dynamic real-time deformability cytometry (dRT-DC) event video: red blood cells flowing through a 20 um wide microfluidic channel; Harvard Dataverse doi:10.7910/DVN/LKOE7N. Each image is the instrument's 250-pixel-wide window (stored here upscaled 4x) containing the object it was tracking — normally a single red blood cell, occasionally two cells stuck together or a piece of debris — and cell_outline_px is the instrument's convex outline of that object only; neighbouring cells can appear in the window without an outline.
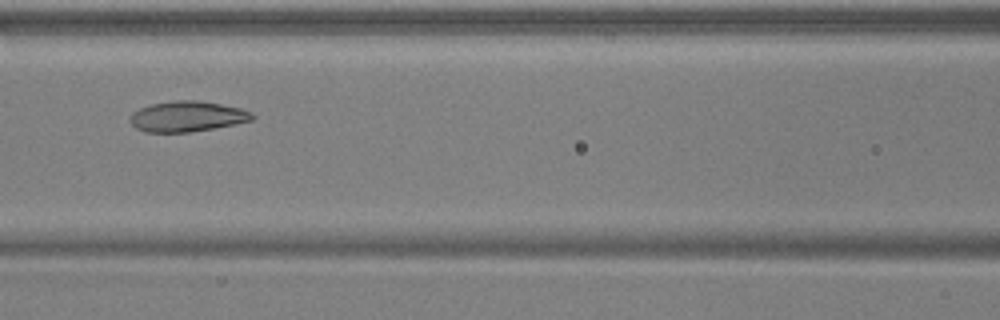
{"species": "common noctule bat (a hibernating species)", "species_latin": "Nyctalus noctula", "temperature_condition": "warm", "stored_images_in_passage": 6, "camera_frame_rate_fps": 3000, "um_per_image_px": 0.085, "animal": {"sex": "male", "body_mass_g": 17.9, "forearm_length_mm": 54.2}, "frame": {"image": 1, "passage_image": 5, "time_ms": 1.333, "image_size_px": [1000, 320], "cell_outline_px": [[256, 116], [252, 120], [216, 128], [192, 132], [144, 132], [136, 128], [128, 120], [132, 112], [140, 108], [152, 104], [176, 100], [200, 100], [240, 108], [252, 112]], "centroid_in_image_um": [15.91, 9.9], "position_along_channel_um": 150.7, "area_um2": 21.85}}
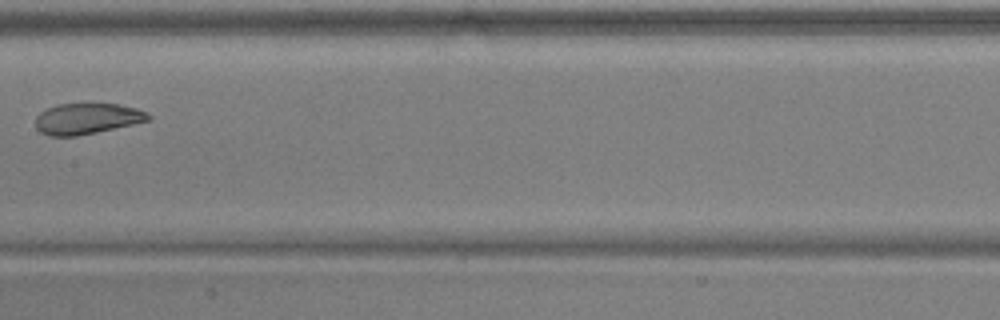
{"frame": {"image": 2, "passage_image": 6, "time_ms": 1.667, "image_size_px": [1000, 320], "cell_outline_px": [[152, 116], [148, 120], [132, 124], [96, 132], [76, 136], [48, 136], [40, 132], [36, 128], [36, 116], [40, 112], [56, 104], [92, 100], [120, 104], [136, 108]], "centroid_in_image_um": [7.36, 10.03], "position_along_channel_um": 200.0, "area_um2": 21.04}}